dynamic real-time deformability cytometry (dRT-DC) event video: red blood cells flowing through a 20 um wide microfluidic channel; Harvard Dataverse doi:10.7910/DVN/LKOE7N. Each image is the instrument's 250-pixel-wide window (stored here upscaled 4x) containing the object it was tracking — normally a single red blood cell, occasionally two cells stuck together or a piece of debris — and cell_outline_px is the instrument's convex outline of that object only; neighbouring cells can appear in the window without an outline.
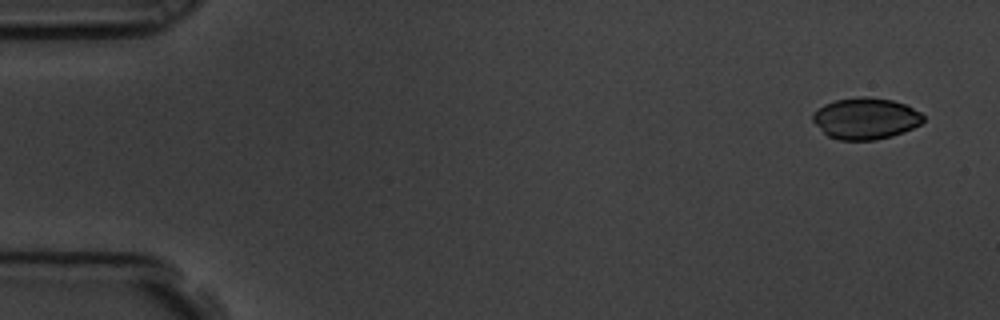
{"species": "common noctule bat (a hibernating species)", "species_latin": "Nyctalus noctula", "temperature_condition": "room temperature", "stored_images_in_passage": 5, "camera_frame_rate_fps": 3000, "um_per_image_px": 0.085, "animal": {"sex": "male", "body_mass_g": 19.5, "forearm_length_mm": 54.6}, "frame": {"image": 1, "passage_image": 1, "time_ms": 0.0, "image_size_px": [1000, 320], "cell_outline_px": [[924, 120], [920, 124], [904, 132], [892, 136], [876, 140], [840, 140], [828, 136], [812, 120], [812, 112], [824, 104], [836, 100], [860, 96], [864, 96], [892, 100], [904, 104], [920, 112], [924, 116]], "centroid_in_image_um": [73.57, 10.07], "position_along_channel_um": 11.4, "area_um2": 26.65}}
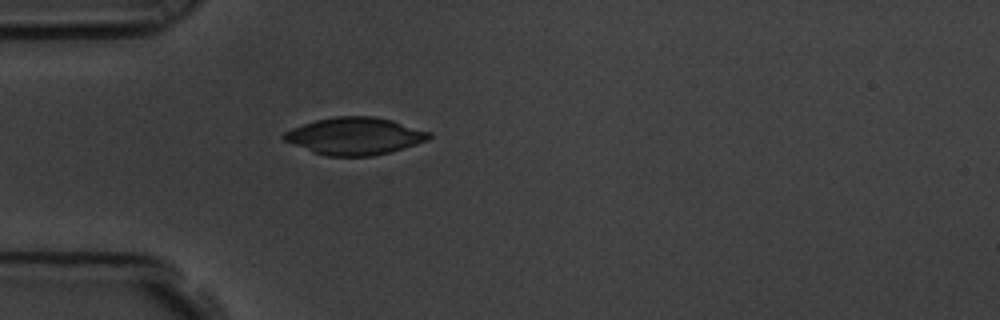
{"frame": {"image": 2, "passage_image": 5, "time_ms": 1.333, "image_size_px": [1000, 320], "cell_outline_px": [[432, 136], [428, 140], [416, 144], [388, 152], [372, 156], [328, 156], [312, 152], [284, 140], [280, 136], [284, 132], [292, 128], [316, 120], [336, 116], [376, 116], [392, 120], [432, 132]], "centroid_in_image_um": [30.17, 11.56], "position_along_channel_um": 54.8, "area_um2": 31.44}}